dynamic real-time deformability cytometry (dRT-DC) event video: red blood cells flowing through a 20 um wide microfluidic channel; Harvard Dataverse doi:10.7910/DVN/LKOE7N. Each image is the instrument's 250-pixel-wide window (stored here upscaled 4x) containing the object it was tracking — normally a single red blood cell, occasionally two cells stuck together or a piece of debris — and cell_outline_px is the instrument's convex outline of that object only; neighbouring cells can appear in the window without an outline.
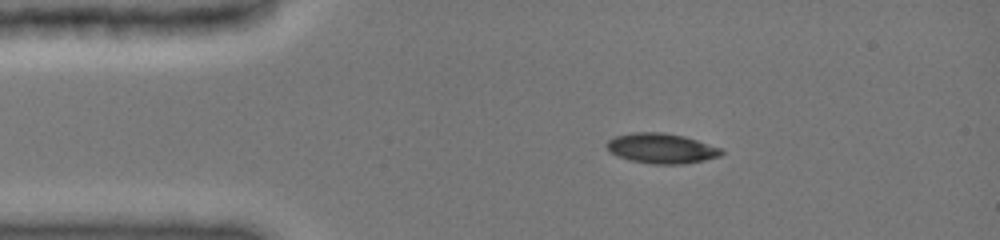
{"species": "common noctule bat (a hibernating species)", "species_latin": "Nyctalus noctula", "temperature_condition": "cold", "stored_images_in_passage": 40, "camera_frame_rate_fps": 3000, "um_per_image_px": 0.085, "animal": {"sex": "female", "body_mass_g": 19.0, "forearm_length_mm": 51.5}, "frame": {"image": 1, "passage_image": 1, "time_ms": 0.0, "image_size_px": [1000, 240], "cell_outline_px": [[724, 152], [720, 156], [704, 160], [684, 164], [652, 164], [628, 160], [616, 156], [604, 144], [608, 140], [616, 136], [632, 132], [664, 132], [684, 136], [720, 148]], "centroid_in_image_um": [56.19, 12.61], "position_along_channel_um": 28.8, "area_um2": 20.11}}
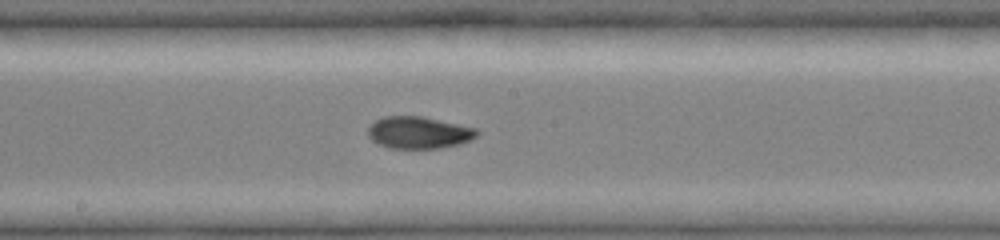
{"frame": {"image": 2, "passage_image": 18, "time_ms": 5.667, "image_size_px": [1000, 240], "cell_outline_px": [[480, 132], [476, 136], [460, 144], [440, 148], [388, 148], [372, 140], [368, 136], [368, 128], [376, 120], [384, 116], [420, 116], [476, 128]], "centroid_in_image_um": [35.58, 11.27], "position_along_channel_um": 212.6, "area_um2": 20.11}}
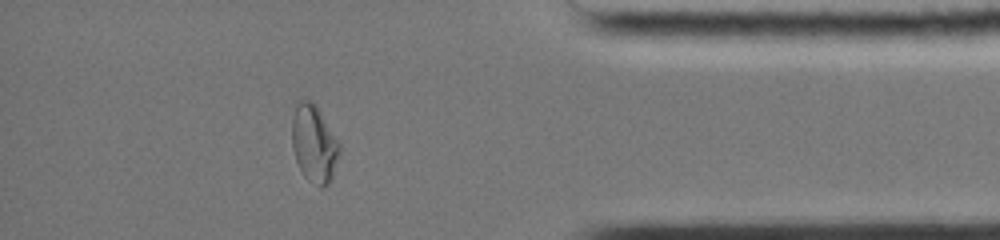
{"frame": {"image": 3, "passage_image": 34, "time_ms": 11.0, "image_size_px": [1000, 240], "cell_outline_px": [[340, 152], [332, 176], [328, 184], [320, 188], [304, 176], [296, 160], [292, 148], [292, 120], [296, 100], [312, 100], [316, 104], [340, 144]], "centroid_in_image_um": [26.68, 12.18], "position_along_channel_um": 408.5, "area_um2": 21.44}, "authors_computed_cell_mechanics": {"area_um2": 20.9525, "velocity_mm_per_s": 3.9953, "shape_relaxation_time_tau1_ms": null, "shape_relaxation_time_tau2_ms": 1.9039, "deformation_change_tau1": null, "deformation_change_tau2": 0.0409}}